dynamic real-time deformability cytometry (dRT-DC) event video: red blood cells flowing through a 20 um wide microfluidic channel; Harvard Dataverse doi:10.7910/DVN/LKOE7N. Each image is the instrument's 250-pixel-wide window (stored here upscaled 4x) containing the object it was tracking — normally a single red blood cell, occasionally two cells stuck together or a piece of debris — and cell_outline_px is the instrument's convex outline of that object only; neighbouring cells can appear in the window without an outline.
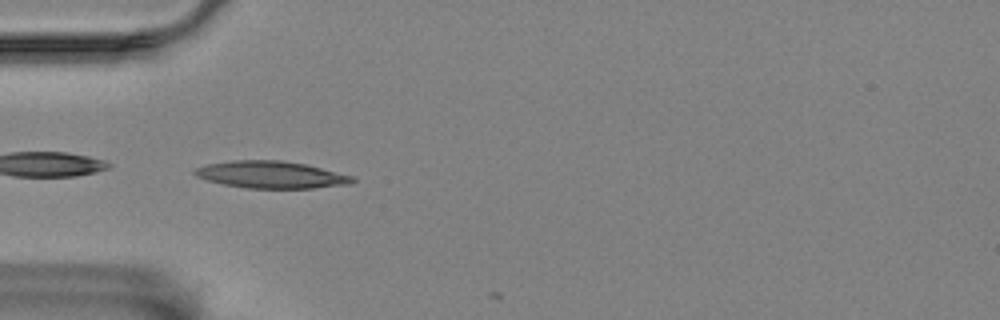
{"species": "Egyptian fruit bat (a non-hibernating species)", "species_latin": "Rousettus aegyptiacus", "temperature_condition": "room temperature", "stored_images_in_passage": 5, "camera_frame_rate_fps": 3000, "um_per_image_px": 0.085, "animal": {"sex": "female"}, "frame": {"image": 1, "passage_image": 4, "time_ms": 1.0, "image_size_px": [1000, 320], "cell_outline_px": [[356, 180], [352, 184], [312, 188], [248, 188], [224, 184], [208, 180], [196, 176], [192, 172], [196, 168], [208, 164], [232, 160], [280, 160], [304, 164], [352, 176]], "centroid_in_image_um": [23.04, 14.85], "position_along_channel_um": 62.0, "area_um2": 24.62}}